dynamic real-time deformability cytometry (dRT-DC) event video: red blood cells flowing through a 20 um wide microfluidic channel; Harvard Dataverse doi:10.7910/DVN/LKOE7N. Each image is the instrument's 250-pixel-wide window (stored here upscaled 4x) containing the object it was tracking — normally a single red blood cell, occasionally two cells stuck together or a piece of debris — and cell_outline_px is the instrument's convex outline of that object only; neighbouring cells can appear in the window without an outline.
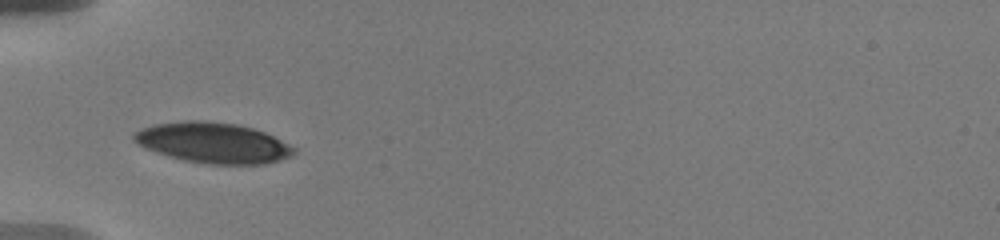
{"species": "human", "species_latin": "Homo sapiens", "temperature_condition": "warm", "stored_images_in_passage": 43, "camera_frame_rate_fps": 3000, "um_per_image_px": 0.085, "donor": {"sex": "male"}, "frame": {"image": 1, "passage_image": 1, "time_ms": 0.0, "image_size_px": [1000, 240], "cell_outline_px": [[296, 152], [292, 156], [280, 160], [264, 164], [208, 164], [184, 160], [168, 156], [144, 148], [136, 144], [132, 140], [132, 136], [136, 132], [144, 128], [156, 124], [188, 120], [196, 120], [236, 124], [252, 128], [264, 132], [296, 148]], "centroid_in_image_um": [18.1, 12.15], "position_along_channel_um": 66.9, "area_um2": 37.57}}
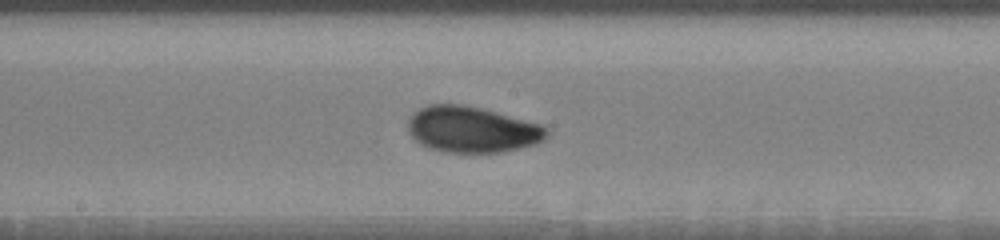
{"frame": {"image": 2, "passage_image": 16, "time_ms": 4.0, "image_size_px": [1000, 240], "cell_outline_px": [[548, 132], [544, 140], [536, 144], [504, 152], [448, 152], [432, 148], [416, 140], [408, 132], [408, 120], [420, 108], [428, 104], [464, 104], [480, 108], [540, 124], [548, 128]], "centroid_in_image_um": [40.14, 11.0], "position_along_channel_um": 208.1, "area_um2": 36.82}}
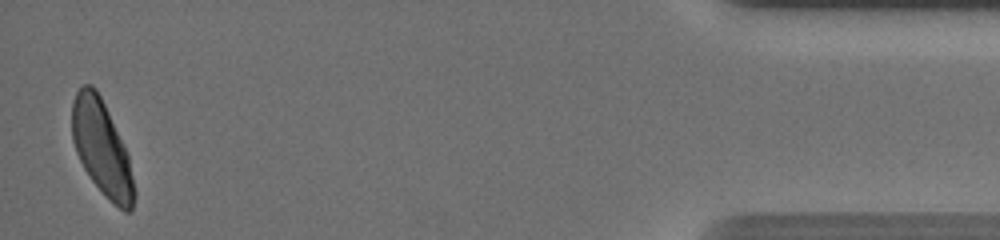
{"frame": {"image": 3, "passage_image": 42, "time_ms": 12.0, "image_size_px": [1000, 240], "cell_outline_px": [[136, 196], [132, 208], [128, 212], [124, 212], [92, 180], [84, 168], [76, 152], [72, 140], [72, 104], [76, 92], [84, 84], [92, 84], [96, 88], [108, 112], [128, 156], [136, 192]], "centroid_in_image_um": [8.64, 12.56], "position_along_channel_um": 426.6, "area_um2": 33.52}, "authors_computed_cell_mechanics": {"area_um2": 35.836, "velocity_mm_per_s": 3.6156, "shape_relaxation_time_tau1_ms": 4.1302, "shape_relaxation_time_tau2_ms": 1.1953, "deformation_change_tau1": 0.136, "deformation_change_tau2": 0.0463}}